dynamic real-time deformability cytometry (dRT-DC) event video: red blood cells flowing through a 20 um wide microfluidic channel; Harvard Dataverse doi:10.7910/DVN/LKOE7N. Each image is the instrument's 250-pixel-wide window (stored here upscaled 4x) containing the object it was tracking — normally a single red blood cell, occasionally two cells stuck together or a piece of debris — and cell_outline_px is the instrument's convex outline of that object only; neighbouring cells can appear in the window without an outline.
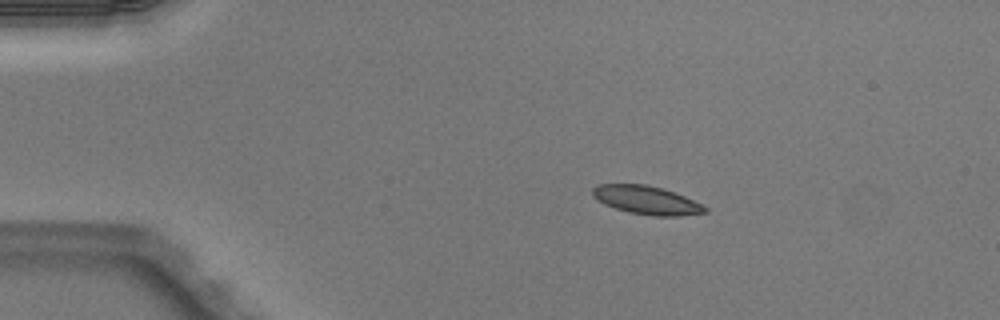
{"species": "Egyptian fruit bat (a non-hibernating species)", "species_latin": "Rousettus aegyptiacus", "temperature_condition": "warm", "stored_images_in_passage": 42, "camera_frame_rate_fps": 3000, "um_per_image_px": 0.085, "animal": {"sex": "male"}, "frame": {"image": 1, "passage_image": 1, "time_ms": 0.0, "image_size_px": [1000, 320], "cell_outline_px": [[708, 212], [680, 216], [652, 216], [628, 212], [604, 204], [596, 200], [592, 196], [592, 188], [596, 184], [644, 184], [660, 188], [684, 196], [704, 204], [708, 208]], "centroid_in_image_um": [54.95, 17.02], "position_along_channel_um": 30.0, "area_um2": 18.73}}
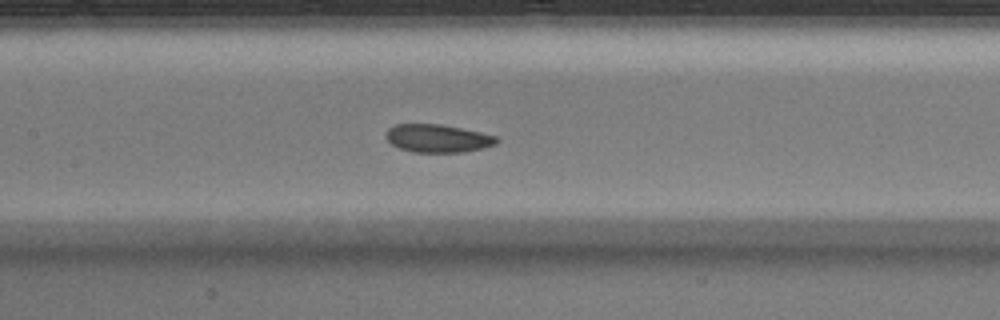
{"frame": {"image": 2, "passage_image": 16, "time_ms": 5.0, "image_size_px": [1000, 320], "cell_outline_px": [[500, 140], [496, 144], [484, 148], [464, 152], [412, 152], [400, 148], [392, 144], [384, 136], [388, 128], [396, 124], [440, 124], [480, 132], [496, 136]], "centroid_in_image_um": [37.21, 11.76], "position_along_channel_um": 170.2, "area_um2": 18.09}}
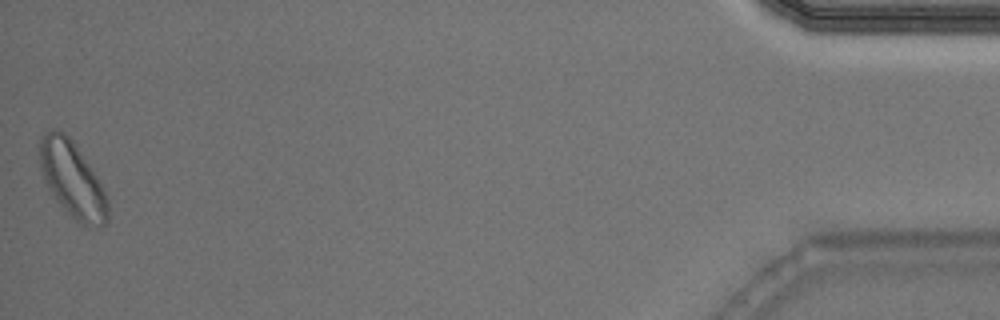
{"frame": {"image": 3, "passage_image": 42, "time_ms": 13.667, "image_size_px": [1000, 320], "cell_outline_px": [[108, 220], [104, 224], [84, 224], [76, 220], [56, 200], [48, 188], [44, 180], [40, 164], [40, 136], [44, 132], [52, 128], [60, 128], [72, 140], [104, 188], [108, 196]], "centroid_in_image_um": [6.13, 15.2], "position_along_channel_um": 429.1, "area_um2": 29.59}, "authors_computed_cell_mechanics": {"area_um2": 18.9295, "velocity_mm_per_s": 4.0106, "shape_relaxation_time_tau1_ms": 7.3433, "shape_relaxation_time_tau2_ms": null, "deformation_change_tau1": 0.1081, "deformation_change_tau2": null}}